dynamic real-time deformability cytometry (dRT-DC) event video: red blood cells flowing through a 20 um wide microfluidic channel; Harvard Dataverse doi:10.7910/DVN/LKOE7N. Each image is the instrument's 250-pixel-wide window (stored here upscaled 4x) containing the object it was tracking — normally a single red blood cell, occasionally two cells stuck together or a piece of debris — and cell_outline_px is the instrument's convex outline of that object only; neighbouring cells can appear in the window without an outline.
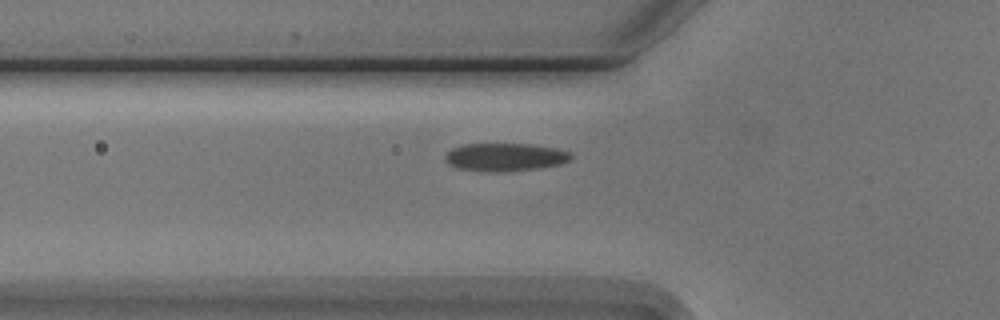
{"species": "Egyptian fruit bat (a non-hibernating species)", "species_latin": "Rousettus aegyptiacus", "temperature_condition": "cold", "stored_images_in_passage": 41, "camera_frame_rate_fps": 3000, "um_per_image_px": 0.085, "animal": {"sex": "male"}, "frame": {"image": 1, "passage_image": 10, "time_ms": 3.0, "image_size_px": [1000, 320], "cell_outline_px": [[572, 156], [568, 160], [560, 164], [536, 168], [500, 172], [492, 172], [456, 168], [448, 164], [444, 160], [444, 156], [452, 148], [464, 144], [532, 144], [556, 148], [572, 152]], "centroid_in_image_um": [42.9, 13.35], "position_along_channel_um": 82.9, "area_um2": 20.52}}
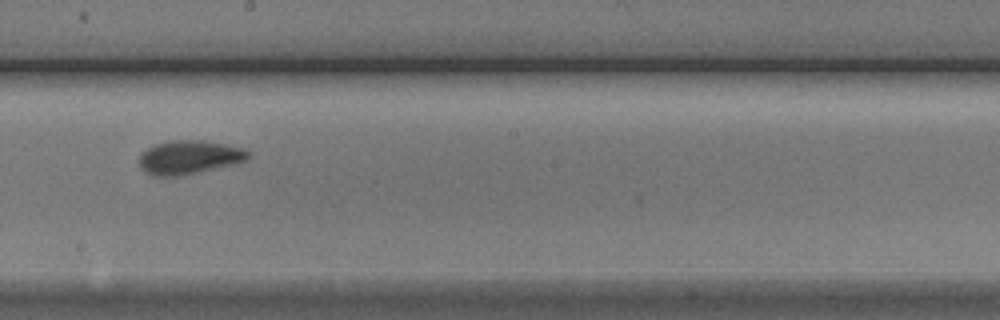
{"frame": {"image": 2, "passage_image": 22, "time_ms": 7.0, "image_size_px": [1000, 320], "cell_outline_px": [[252, 152], [244, 160], [232, 164], [180, 176], [152, 176], [144, 172], [140, 168], [140, 156], [148, 148], [156, 144], [168, 140], [204, 140], [224, 144], [240, 148]], "centroid_in_image_um": [16.03, 13.37], "position_along_channel_um": 232.2, "area_um2": 21.15}}
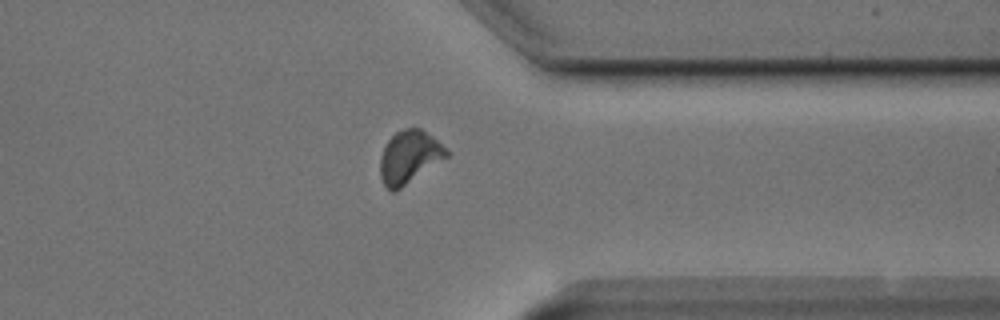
{"frame": {"image": 3, "passage_image": 34, "time_ms": 11.0, "image_size_px": [1000, 320], "cell_outline_px": [[448, 156], [396, 192], [392, 192], [384, 184], [380, 176], [380, 156], [388, 140], [396, 132], [404, 128], [420, 128], [432, 136], [448, 148]], "centroid_in_image_um": [34.79, 13.35], "position_along_channel_um": 376.6, "area_um2": 20.4}, "authors_computed_cell_mechanics": {"area_um2": 20.4034, "velocity_mm_per_s": 3.7255, "shape_relaxation_time_tau1_ms": 5.032, "shape_relaxation_time_tau2_ms": 1.9151, "deformation_change_tau1": 0.158, "deformation_change_tau2": 0.0613}}